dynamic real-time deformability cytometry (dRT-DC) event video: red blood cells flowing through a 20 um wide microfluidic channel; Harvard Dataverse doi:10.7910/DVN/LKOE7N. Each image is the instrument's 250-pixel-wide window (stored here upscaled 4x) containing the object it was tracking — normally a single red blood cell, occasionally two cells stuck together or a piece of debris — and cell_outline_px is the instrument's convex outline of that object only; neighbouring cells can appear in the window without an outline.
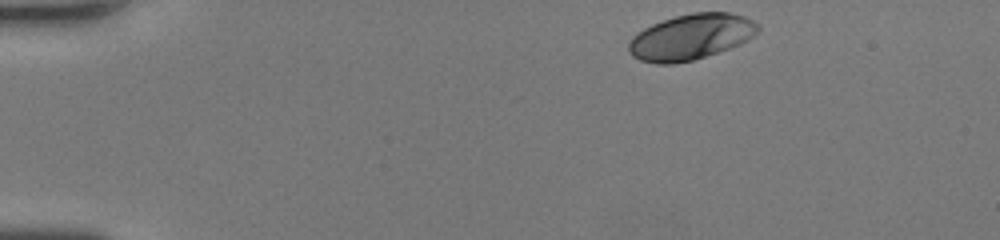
{"species": "human", "species_latin": "Homo sapiens", "temperature_condition": "room temperature", "stored_images_in_passage": 37, "camera_frame_rate_fps": 3000, "um_per_image_px": 0.085, "donor": {"sex": "female"}, "frame": {"image": 1, "passage_image": 1, "time_ms": 0.0, "image_size_px": [1000, 240], "cell_outline_px": [[760, 32], [748, 40], [740, 44], [692, 60], [672, 64], [656, 64], [640, 60], [632, 56], [628, 52], [628, 44], [632, 36], [636, 32], [652, 24], [676, 16], [692, 12], [728, 12], [744, 16], [760, 24]], "centroid_in_image_um": [58.73, 3.13], "position_along_channel_um": 26.3, "area_um2": 34.51}}
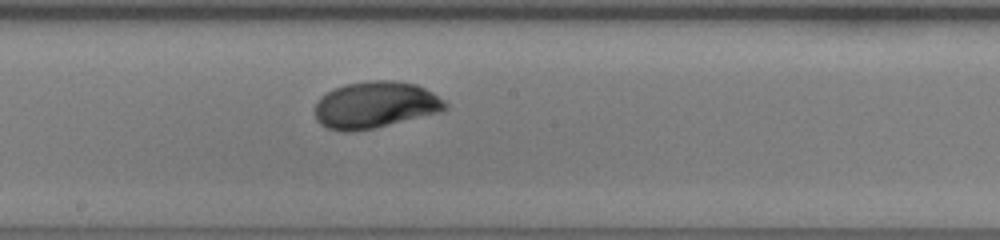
{"frame": {"image": 2, "passage_image": 21, "time_ms": 6.667, "image_size_px": [1000, 240], "cell_outline_px": [[448, 108], [440, 112], [376, 128], [344, 132], [328, 128], [320, 124], [316, 120], [316, 104], [320, 96], [344, 84], [368, 80], [392, 80], [416, 84], [432, 92], [444, 100], [448, 104]], "centroid_in_image_um": [31.91, 8.91], "position_along_channel_um": 216.3, "area_um2": 35.49}}
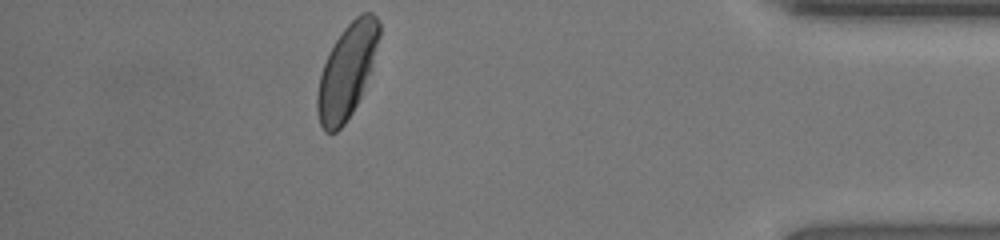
{"frame": {"image": 3, "passage_image": 37, "time_ms": 12.0, "image_size_px": [1000, 240], "cell_outline_px": [[380, 36], [372, 68], [360, 96], [352, 112], [344, 124], [336, 132], [324, 132], [320, 124], [316, 108], [316, 96], [320, 72], [328, 52], [344, 28], [360, 12], [372, 12], [380, 20]], "centroid_in_image_um": [29.48, 6.02], "position_along_channel_um": 405.7, "area_um2": 33.93}, "authors_computed_cell_mechanics": {"area_um2": 34.68, "velocity_mm_per_s": 4.2969, "shape_relaxation_time_tau1_ms": 3.8043, "shape_relaxation_time_tau2_ms": null, "deformation_change_tau1": 0.1807, "deformation_change_tau2": null}}